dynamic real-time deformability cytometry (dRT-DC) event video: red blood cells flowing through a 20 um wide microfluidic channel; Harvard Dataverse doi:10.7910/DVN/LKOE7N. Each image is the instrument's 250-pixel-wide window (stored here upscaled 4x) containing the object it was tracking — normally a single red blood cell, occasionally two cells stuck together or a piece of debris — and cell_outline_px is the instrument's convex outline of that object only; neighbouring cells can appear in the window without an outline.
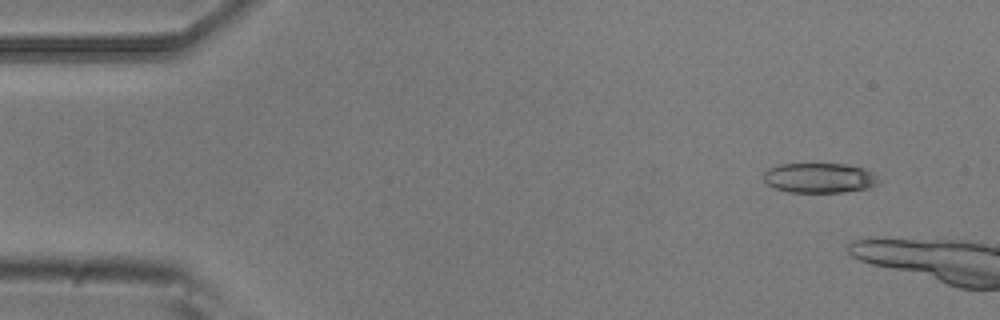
{"species": "common noctule bat (a hibernating species)", "species_latin": "Nyctalus noctula", "temperature_condition": "room temperature", "stored_images_in_passage": 4, "camera_frame_rate_fps": 3000, "um_per_image_px": 0.085, "animal": {"sex": "male", "body_mass_g": 20.5, "forearm_length_mm": 52.5}, "frame": {"image": 1, "passage_image": 1, "time_ms": 0.0, "image_size_px": [1000, 320], "cell_outline_px": [[880, 184], [868, 188], [844, 192], [788, 192], [776, 188], [768, 184], [764, 180], [764, 172], [768, 168], [780, 164], [844, 164], [864, 168], [872, 172], [880, 180]], "centroid_in_image_um": [69.68, 15.12], "position_along_channel_um": 15.3, "area_um2": 20.11}}